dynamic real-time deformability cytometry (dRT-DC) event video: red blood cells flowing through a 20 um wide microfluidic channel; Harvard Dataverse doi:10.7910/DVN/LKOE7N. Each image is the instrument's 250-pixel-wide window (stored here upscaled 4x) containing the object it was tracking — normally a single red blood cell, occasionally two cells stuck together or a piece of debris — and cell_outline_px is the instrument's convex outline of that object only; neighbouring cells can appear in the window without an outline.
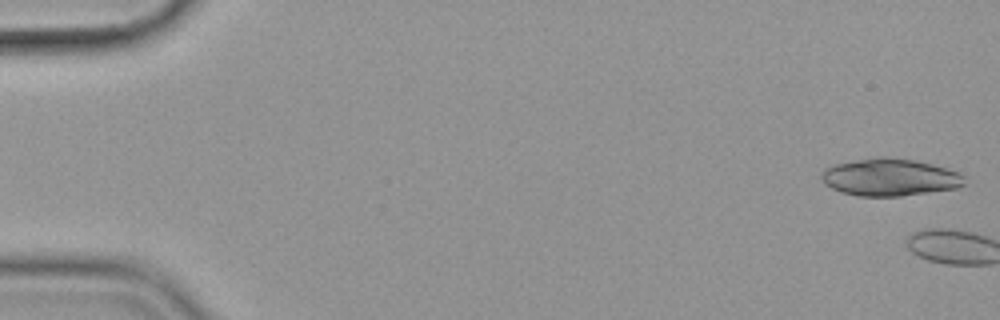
{"species": "common noctule bat (a hibernating species)", "species_latin": "Nyctalus noctula", "temperature_condition": "cold", "stored_images_in_passage": 3, "camera_frame_rate_fps": 3000, "um_per_image_px": 0.085, "animal": {"sex": "female", "body_mass_g": 19.9}, "frame": {"image": 1, "passage_image": 1, "time_ms": 0.0, "image_size_px": [1000, 320], "cell_outline_px": [[964, 184], [956, 188], [900, 196], [856, 196], [840, 192], [824, 184], [820, 176], [824, 168], [836, 164], [876, 156], [888, 156], [916, 160], [932, 164], [960, 172], [964, 176]], "centroid_in_image_um": [75.61, 15.06], "position_along_channel_um": 9.4, "area_um2": 31.27}}